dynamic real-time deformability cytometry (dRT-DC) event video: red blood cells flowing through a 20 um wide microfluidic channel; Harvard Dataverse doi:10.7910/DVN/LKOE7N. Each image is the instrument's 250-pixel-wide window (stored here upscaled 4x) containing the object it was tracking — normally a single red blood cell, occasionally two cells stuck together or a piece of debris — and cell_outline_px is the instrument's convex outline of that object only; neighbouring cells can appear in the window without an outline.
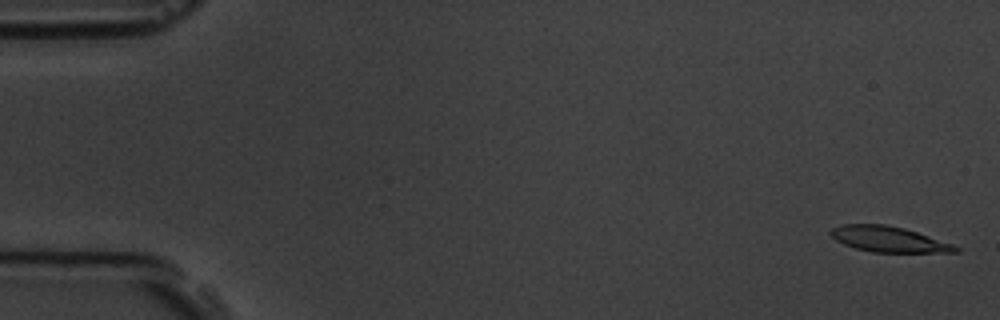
{"species": "common noctule bat (a hibernating species)", "species_latin": "Nyctalus noctula", "temperature_condition": "room temperature", "stored_images_in_passage": 4, "camera_frame_rate_fps": 3000, "um_per_image_px": 0.085, "animal": {"sex": "male", "body_mass_g": 19.5, "forearm_length_mm": 54.6}, "frame": {"image": 1, "passage_image": 1, "time_ms": 0.0, "image_size_px": [1000, 320], "cell_outline_px": [[960, 252], [872, 252], [856, 248], [844, 244], [836, 240], [828, 232], [832, 228], [840, 224], [884, 224], [904, 228], [952, 244], [960, 248]], "centroid_in_image_um": [75.5, 20.33], "position_along_channel_um": 9.5, "area_um2": 18.44}}